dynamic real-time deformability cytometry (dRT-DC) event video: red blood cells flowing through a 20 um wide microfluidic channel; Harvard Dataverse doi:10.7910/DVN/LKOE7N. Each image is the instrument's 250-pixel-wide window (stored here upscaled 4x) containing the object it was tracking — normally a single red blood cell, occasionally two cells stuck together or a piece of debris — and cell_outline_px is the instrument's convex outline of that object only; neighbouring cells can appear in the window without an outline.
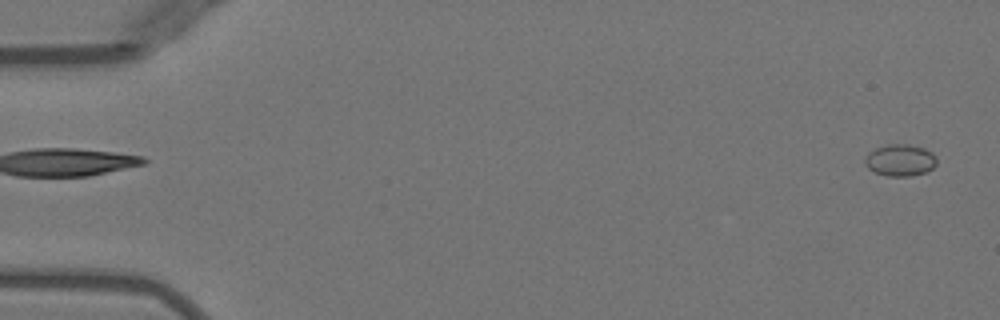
{"species": "Egyptian fruit bat (a non-hibernating species)", "species_latin": "Rousettus aegyptiacus", "temperature_condition": "warm", "stored_images_in_passage": 51, "camera_frame_rate_fps": 3000, "um_per_image_px": 0.085, "animal": {"sex": "female"}, "frame": {"image": 1, "passage_image": 1, "time_ms": 0.0, "image_size_px": [1000, 320], "cell_outline_px": [[936, 164], [932, 168], [924, 172], [912, 176], [888, 176], [872, 172], [864, 164], [864, 156], [868, 152], [876, 148], [888, 144], [908, 144], [924, 148], [932, 152], [936, 156]], "centroid_in_image_um": [76.48, 13.61], "position_along_channel_um": 8.5, "area_um2": 13.47}}
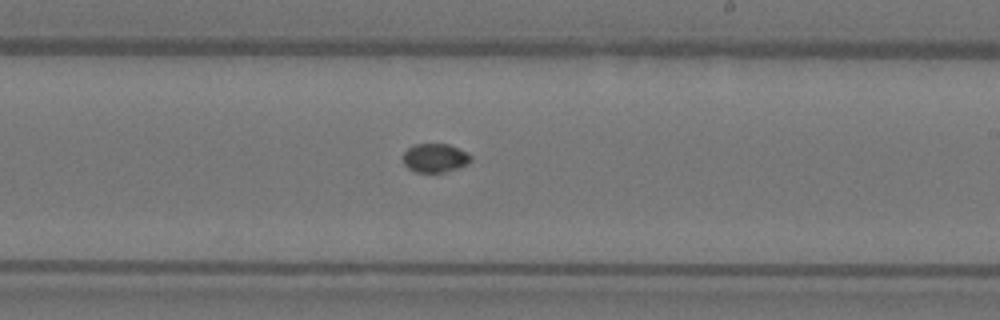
{"frame": {"image": 2, "passage_image": 30, "time_ms": 9.667, "image_size_px": [1000, 320], "cell_outline_px": [[472, 160], [468, 164], [460, 168], [444, 172], [416, 172], [408, 168], [404, 164], [404, 152], [408, 148], [416, 144], [448, 144], [468, 152], [472, 156]], "centroid_in_image_um": [37.03, 13.43], "position_along_channel_um": 252.0, "area_um2": 11.44}}
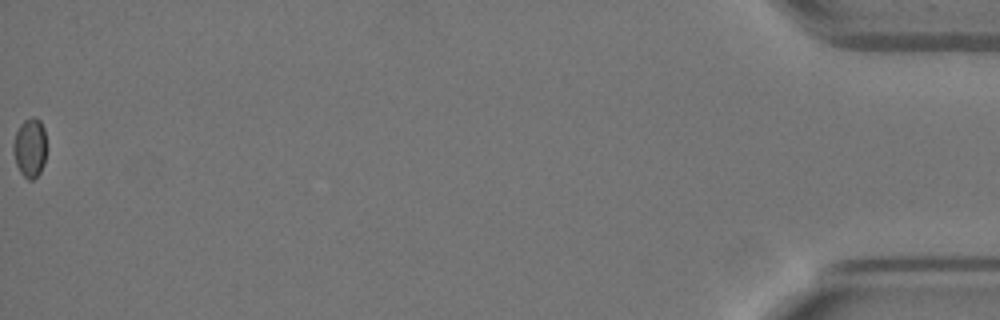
{"frame": {"image": 3, "passage_image": 51, "time_ms": 16.667, "image_size_px": [1000, 320], "cell_outline_px": [[44, 164], [40, 172], [32, 180], [28, 180], [20, 172], [16, 164], [12, 148], [12, 144], [16, 132], [20, 124], [24, 120], [32, 116], [36, 116], [40, 120], [44, 128]], "centroid_in_image_um": [2.51, 12.53], "position_along_channel_um": 432.7, "area_um2": 11.39}}